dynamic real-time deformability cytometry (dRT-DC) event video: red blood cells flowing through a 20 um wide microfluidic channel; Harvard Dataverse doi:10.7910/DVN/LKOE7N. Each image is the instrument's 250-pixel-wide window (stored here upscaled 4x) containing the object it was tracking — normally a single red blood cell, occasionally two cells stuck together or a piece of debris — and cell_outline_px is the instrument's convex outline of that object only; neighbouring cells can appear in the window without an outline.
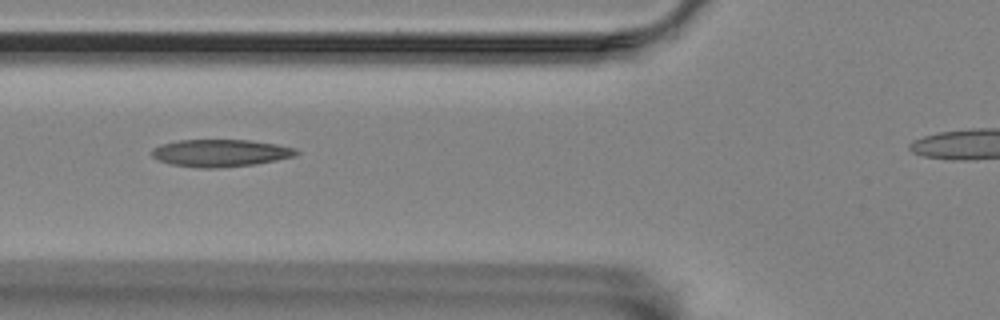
{"species": "Egyptian fruit bat (a non-hibernating species)", "species_latin": "Rousettus aegyptiacus", "temperature_condition": "room temperature", "stored_images_in_passage": 7, "segment_of_instrument_passage": [1, 2], "camera_frame_rate_fps": 3000, "um_per_image_px": 0.085, "animal": {"sex": "female"}, "frame": {"image": 1, "passage_image": 2, "time_ms": 1.0, "image_size_px": [1000, 320], "cell_outline_px": [[300, 152], [296, 156], [276, 160], [252, 164], [216, 168], [200, 168], [172, 164], [160, 160], [152, 156], [152, 148], [160, 144], [180, 140], [248, 140], [276, 144], [296, 148]], "centroid_in_image_um": [18.75, 13.0], "position_along_channel_um": 107.0, "area_um2": 22.83}}
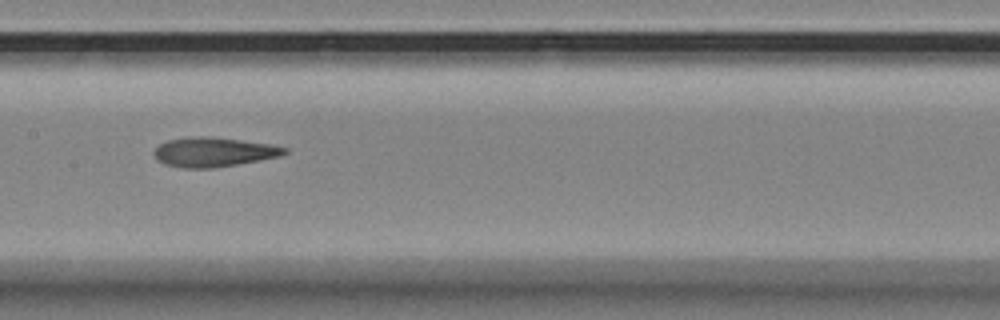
{"frame": {"image": 2, "passage_image": 4, "time_ms": 3.333, "image_size_px": [1000, 320], "cell_outline_px": [[288, 152], [280, 156], [260, 160], [212, 168], [184, 168], [164, 164], [152, 152], [160, 144], [168, 140], [192, 136], [212, 136], [268, 144], [288, 148]], "centroid_in_image_um": [18.16, 12.92], "position_along_channel_um": 189.2, "area_um2": 22.2}}
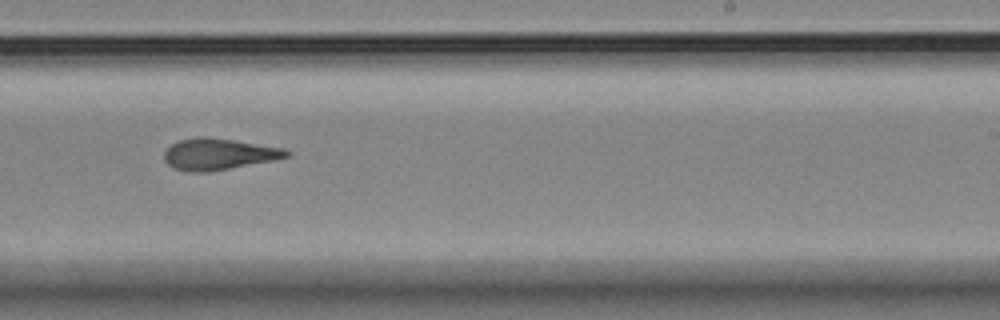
{"frame": {"image": 3, "passage_image": 6, "time_ms": 5.667, "image_size_px": [1000, 320], "cell_outline_px": [[292, 152], [288, 156], [272, 160], [208, 172], [188, 172], [172, 168], [164, 160], [164, 152], [172, 144], [180, 140], [196, 136], [208, 136], [284, 148]], "centroid_in_image_um": [18.54, 13.09], "position_along_channel_um": 270.5, "area_um2": 22.31}}